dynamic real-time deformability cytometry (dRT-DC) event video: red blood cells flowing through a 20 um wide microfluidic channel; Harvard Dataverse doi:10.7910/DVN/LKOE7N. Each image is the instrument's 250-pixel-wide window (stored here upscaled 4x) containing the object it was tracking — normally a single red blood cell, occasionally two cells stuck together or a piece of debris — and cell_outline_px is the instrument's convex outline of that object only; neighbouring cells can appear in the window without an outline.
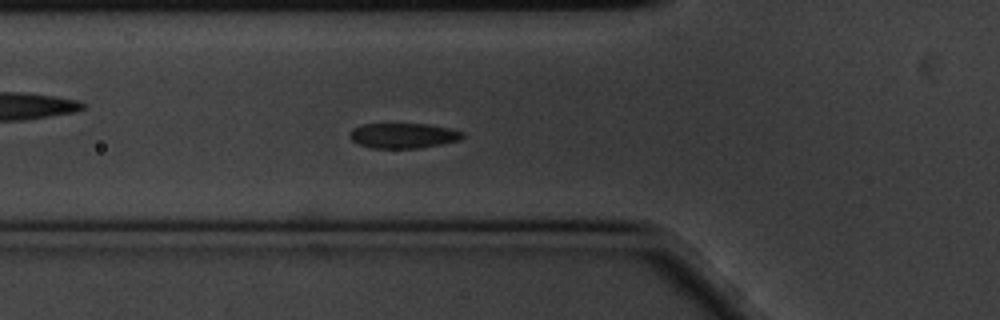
{"species": "common noctule bat (a hibernating species)", "species_latin": "Nyctalus noctula", "temperature_condition": "cold", "stored_images_in_passage": 58, "camera_frame_rate_fps": 3000, "um_per_image_px": 0.085, "animal": {"sex": "male", "body_mass_g": 20.1, "forearm_length_mm": 53.5}, "frame": {"image": 1, "passage_image": 20, "time_ms": 6.333, "image_size_px": [1000, 320], "cell_outline_px": [[464, 136], [460, 140], [444, 144], [420, 148], [372, 148], [356, 144], [348, 136], [348, 132], [352, 128], [364, 124], [428, 124], [448, 128], [464, 132]], "centroid_in_image_um": [34.25, 11.53], "position_along_channel_um": 91.5, "area_um2": 16.76}}
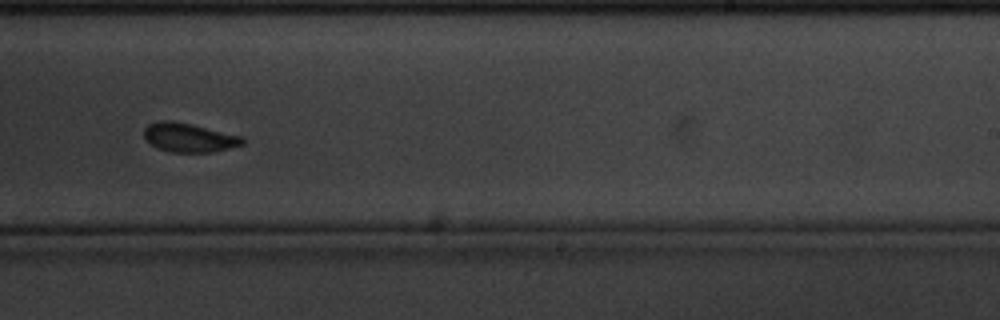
{"frame": {"image": 2, "passage_image": 36, "time_ms": 11.667, "image_size_px": [1000, 320], "cell_outline_px": [[244, 144], [212, 152], [168, 152], [156, 148], [144, 136], [144, 128], [148, 124], [156, 120], [168, 120], [192, 124], [244, 136]], "centroid_in_image_um": [16.06, 11.68], "position_along_channel_um": 272.9, "area_um2": 16.76}}
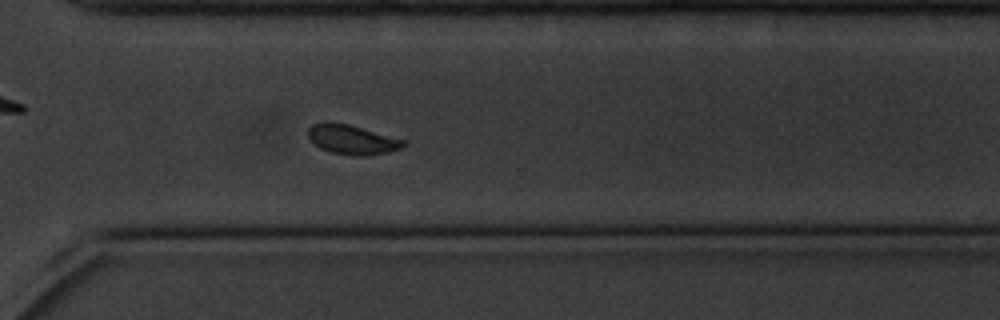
{"frame": {"image": 3, "passage_image": 42, "time_ms": 13.667, "image_size_px": [1000, 320], "cell_outline_px": [[408, 144], [400, 148], [388, 152], [364, 156], [352, 156], [332, 152], [320, 148], [312, 144], [308, 140], [308, 128], [312, 124], [348, 124], [408, 140]], "centroid_in_image_um": [29.97, 11.89], "position_along_channel_um": 340.6, "area_um2": 16.36}, "authors_computed_cell_mechanics": {"area_um2": 16.762, "velocity_mm_per_s": 3.3913, "shape_relaxation_time_tau1_ms": 8.0649, "shape_relaxation_time_tau2_ms": 1.179, "deformation_change_tau1": 0.2348, "deformation_change_tau2": 0.0414}}